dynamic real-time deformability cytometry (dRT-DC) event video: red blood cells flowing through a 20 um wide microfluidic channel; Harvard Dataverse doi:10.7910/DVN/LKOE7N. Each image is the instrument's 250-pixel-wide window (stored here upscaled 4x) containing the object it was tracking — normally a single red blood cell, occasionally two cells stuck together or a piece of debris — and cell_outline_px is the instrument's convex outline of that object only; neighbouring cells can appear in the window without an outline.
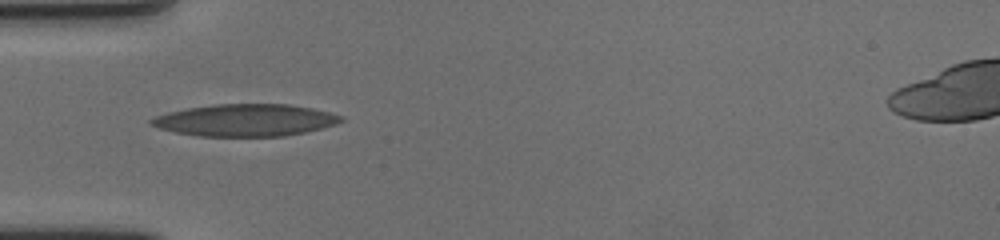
{"species": "human", "species_latin": "Homo sapiens", "temperature_condition": "cold", "stored_images_in_passage": 41, "camera_frame_rate_fps": 3000, "um_per_image_px": 0.085, "donor": {"sex": "female"}, "frame": {"image": 1, "passage_image": 1, "time_ms": 0.0, "image_size_px": [1000, 240], "cell_outline_px": [[344, 120], [336, 124], [304, 132], [284, 136], [200, 136], [176, 132], [160, 128], [148, 124], [148, 120], [156, 116], [168, 112], [188, 108], [212, 104], [288, 104], [312, 108], [344, 116]], "centroid_in_image_um": [20.85, 10.21], "position_along_channel_um": 64.2, "area_um2": 35.37}}
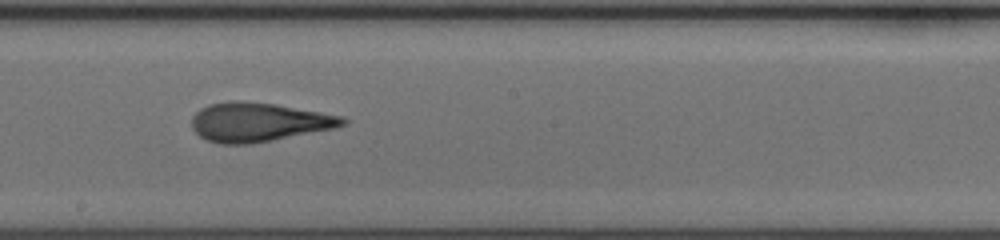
{"frame": {"image": 2, "passage_image": 15, "time_ms": 4.667, "image_size_px": [1000, 240], "cell_outline_px": [[348, 120], [344, 124], [332, 128], [272, 140], [248, 144], [220, 144], [208, 140], [200, 136], [192, 128], [192, 116], [200, 108], [208, 104], [228, 100], [240, 100], [276, 104], [320, 112], [340, 116]], "centroid_in_image_um": [21.9, 10.36], "position_along_channel_um": 226.3, "area_um2": 34.04}}
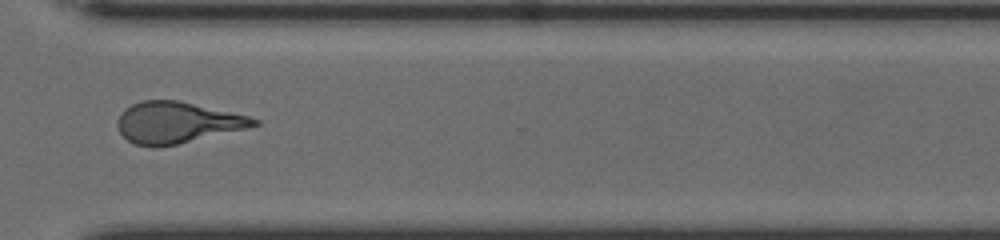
{"frame": {"image": 3, "passage_image": 26, "time_ms": 8.333, "image_size_px": [1000, 240], "cell_outline_px": [[260, 124], [244, 128], [176, 144], [156, 148], [152, 148], [132, 144], [120, 132], [116, 124], [116, 120], [120, 112], [132, 104], [140, 100], [176, 100], [248, 116], [260, 120]], "centroid_in_image_um": [14.95, 10.42], "position_along_channel_um": 355.6, "area_um2": 32.48}, "authors_computed_cell_mechanics": {"area_um2": 33.4662, "velocity_mm_per_s": 3.5109, "shape_relaxation_time_tau1_ms": 6.4723, "shape_relaxation_time_tau2_ms": 2.286, "deformation_change_tau1": 0.217, "deformation_change_tau2": 0.1213}}